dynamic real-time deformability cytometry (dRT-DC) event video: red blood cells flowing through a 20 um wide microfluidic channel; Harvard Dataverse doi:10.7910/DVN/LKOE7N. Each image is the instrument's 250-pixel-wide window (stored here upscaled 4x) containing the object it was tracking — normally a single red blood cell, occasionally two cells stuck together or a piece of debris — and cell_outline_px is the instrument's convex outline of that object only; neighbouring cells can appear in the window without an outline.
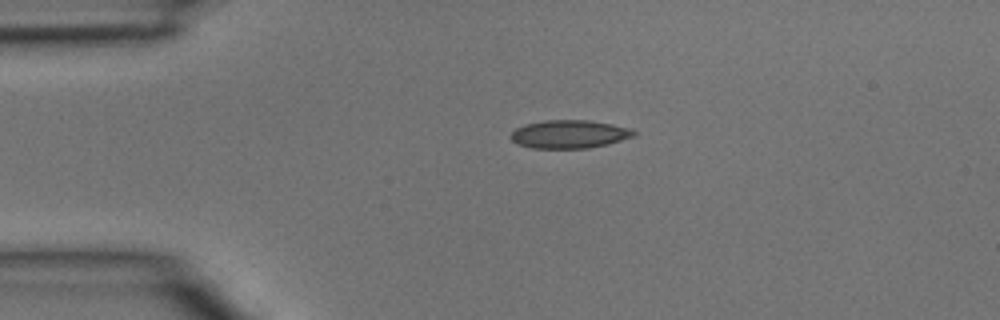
{"species": "common noctule bat (a hibernating species)", "species_latin": "Nyctalus noctula", "temperature_condition": "room temperature", "stored_images_in_passage": 1, "camera_frame_rate_fps": 3000, "um_per_image_px": 0.085, "animal": {"sex": "male", "body_mass_g": 15.6}, "frame": {"image": 1, "passage_image": 1, "time_ms": 0.0, "image_size_px": [1000, 320], "cell_outline_px": [[636, 136], [608, 144], [588, 148], [532, 148], [520, 144], [512, 140], [508, 136], [516, 128], [524, 124], [544, 120], [588, 120], [612, 124], [632, 128], [636, 132]], "centroid_in_image_um": [48.42, 11.4], "position_along_channel_um": 36.6, "area_um2": 20.35}}